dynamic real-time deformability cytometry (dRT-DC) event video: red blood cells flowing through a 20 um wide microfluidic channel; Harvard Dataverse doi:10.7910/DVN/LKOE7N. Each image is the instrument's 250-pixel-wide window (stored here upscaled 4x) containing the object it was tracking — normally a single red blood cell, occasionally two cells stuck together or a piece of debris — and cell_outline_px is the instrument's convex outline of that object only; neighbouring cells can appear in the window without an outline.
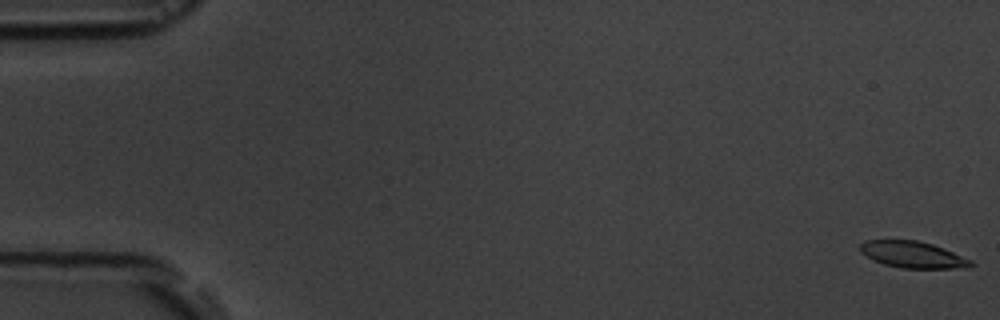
{"species": "common noctule bat (a hibernating species)", "species_latin": "Nyctalus noctula", "temperature_condition": "room temperature", "stored_images_in_passage": 7, "camera_frame_rate_fps": 3000, "um_per_image_px": 0.085, "animal": {"sex": "male", "body_mass_g": 19.5, "forearm_length_mm": 54.6}, "frame": {"image": 1, "passage_image": 1, "time_ms": 0.0, "image_size_px": [1000, 320], "cell_outline_px": [[976, 264], [968, 268], [900, 268], [884, 264], [872, 260], [860, 252], [860, 244], [864, 240], [916, 240], [932, 244], [944, 248], [972, 260]], "centroid_in_image_um": [77.6, 21.65], "position_along_channel_um": 7.4, "area_um2": 17.28}}
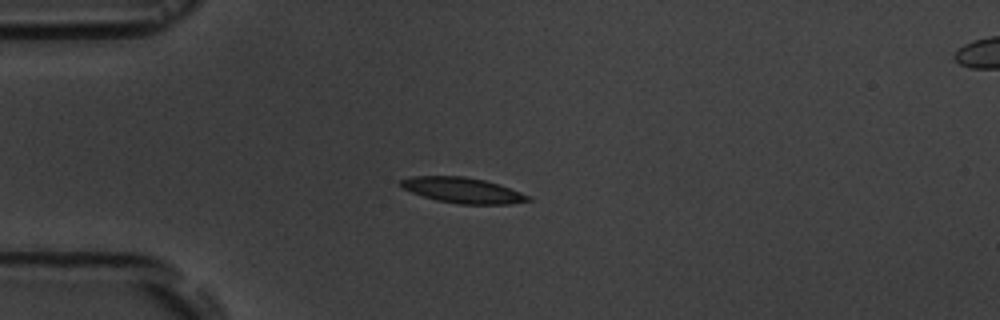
{"frame": {"image": 2, "passage_image": 5, "time_ms": 4.667, "image_size_px": [1000, 320], "cell_outline_px": [[532, 200], [508, 204], [460, 204], [436, 200], [412, 192], [404, 188], [400, 184], [400, 180], [412, 176], [464, 176], [484, 180], [532, 196]], "centroid_in_image_um": [39.33, 16.17], "position_along_channel_um": 45.7, "area_um2": 18.67}}
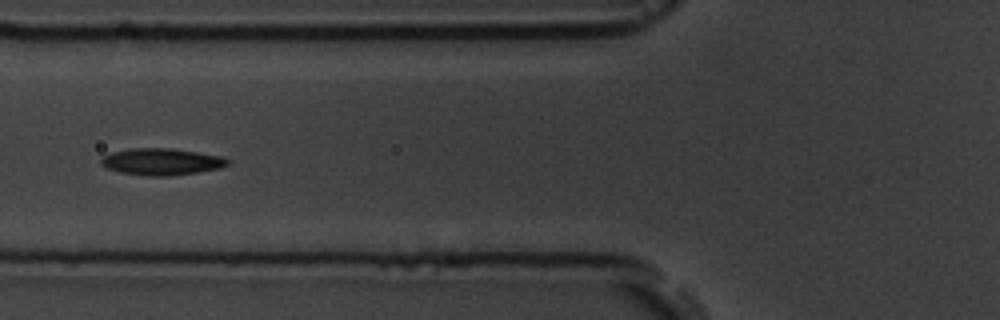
{"frame": {"image": 3, "passage_image": 7, "time_ms": 7.0, "image_size_px": [1000, 320], "cell_outline_px": [[232, 164], [220, 168], [172, 176], [148, 176], [120, 172], [108, 168], [100, 164], [100, 160], [104, 156], [112, 152], [132, 148], [172, 148], [220, 156], [232, 160]], "centroid_in_image_um": [13.77, 13.74], "position_along_channel_um": 112.0, "area_um2": 19.77}}